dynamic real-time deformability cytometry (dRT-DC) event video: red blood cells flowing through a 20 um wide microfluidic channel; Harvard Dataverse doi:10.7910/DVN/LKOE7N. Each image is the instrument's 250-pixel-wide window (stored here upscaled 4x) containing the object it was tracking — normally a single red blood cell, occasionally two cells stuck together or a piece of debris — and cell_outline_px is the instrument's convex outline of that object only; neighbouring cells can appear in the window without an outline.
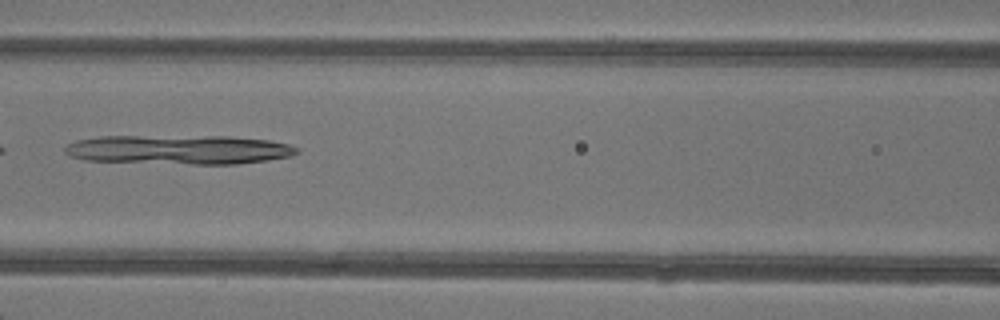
{"species": "common noctule bat (a hibernating species)", "species_latin": "Nyctalus noctula", "temperature_condition": "warm", "stored_images_in_passage": 6, "camera_frame_rate_fps": 3000, "um_per_image_px": 0.085, "animal": {"sex": "female"}, "frame": {"image": 1, "passage_image": 6, "time_ms": 6.0, "image_size_px": [1000, 320], "cell_outline_px": [[300, 152], [292, 156], [268, 160], [236, 164], [192, 164], [84, 160], [72, 156], [64, 152], [64, 148], [68, 144], [76, 140], [100, 136], [228, 136], [268, 140], [288, 144], [296, 148]], "centroid_in_image_um": [15.22, 12.71], "position_along_channel_um": 151.4, "area_um2": 39.59}}